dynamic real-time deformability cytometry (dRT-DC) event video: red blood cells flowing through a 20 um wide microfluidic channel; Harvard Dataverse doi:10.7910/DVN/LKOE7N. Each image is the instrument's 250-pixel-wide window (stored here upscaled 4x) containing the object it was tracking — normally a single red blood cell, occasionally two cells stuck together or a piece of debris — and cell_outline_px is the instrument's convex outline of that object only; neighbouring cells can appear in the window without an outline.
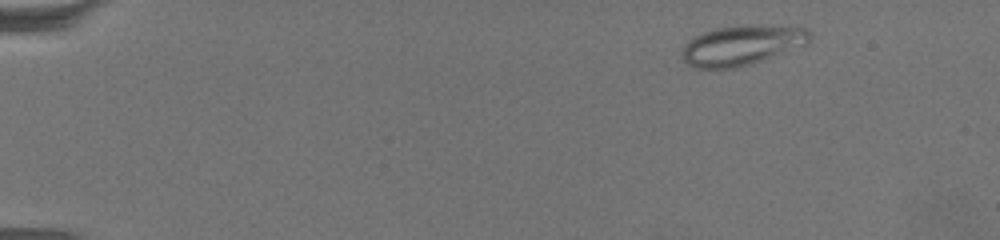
{"species": "common noctule bat (a hibernating species)", "species_latin": "Nyctalus noctula", "temperature_condition": "warm", "stored_images_in_passage": 58, "camera_frame_rate_fps": 3000, "um_per_image_px": 0.085, "animal": {"sex": "female", "body_mass_g": 19.5, "forearm_length_mm": 54.1}, "frame": {"image": 1, "passage_image": 1, "time_ms": 0.0, "image_size_px": [1000, 240], "cell_outline_px": [[812, 36], [808, 44], [736, 68], [696, 68], [688, 64], [684, 60], [684, 48], [696, 36], [704, 32], [716, 28], [740, 24], [808, 28], [812, 32]], "centroid_in_image_um": [63.12, 3.82], "position_along_channel_um": 21.9, "area_um2": 29.19}}
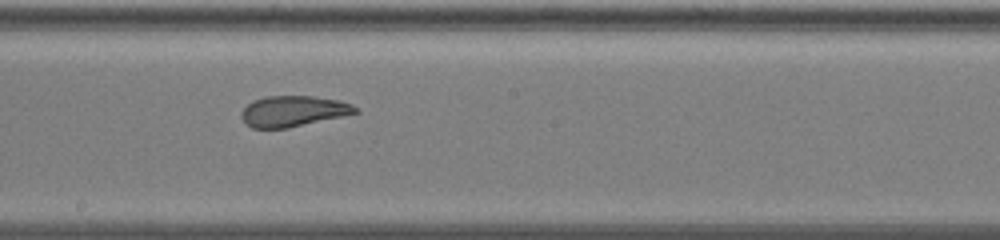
{"frame": {"image": 2, "passage_image": 31, "time_ms": 10.0, "image_size_px": [1000, 240], "cell_outline_px": [[360, 112], [288, 128], [252, 128], [244, 124], [240, 116], [240, 112], [252, 100], [268, 96], [312, 96], [340, 100], [352, 104], [360, 108]], "centroid_in_image_um": [24.92, 9.45], "position_along_channel_um": 223.3, "area_um2": 20.63}}
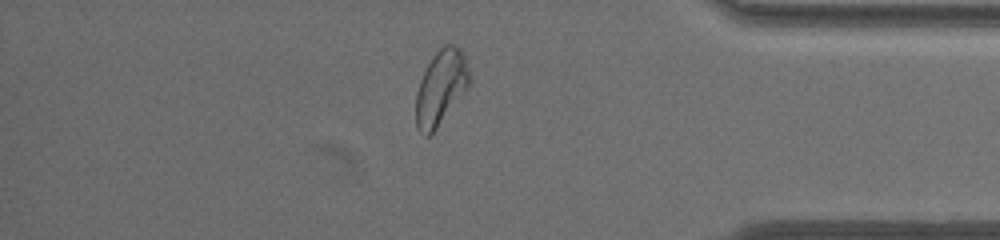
{"frame": {"image": 3, "passage_image": 49, "time_ms": 16.0, "image_size_px": [1000, 240], "cell_outline_px": [[472, 80], [468, 88], [436, 128], [428, 136], [424, 136], [416, 128], [416, 92], [420, 80], [432, 56], [444, 44], [456, 44], [460, 48], [464, 56], [472, 76]], "centroid_in_image_um": [37.49, 7.41], "position_along_channel_um": 397.7, "area_um2": 23.41}, "authors_computed_cell_mechanics": {"area_um2": 23.409, "velocity_mm_per_s": 3.2578, "shape_relaxation_time_tau1_ms": null, "shape_relaxation_time_tau2_ms": 1.523, "deformation_change_tau1": null, "deformation_change_tau2": 0.0781}}